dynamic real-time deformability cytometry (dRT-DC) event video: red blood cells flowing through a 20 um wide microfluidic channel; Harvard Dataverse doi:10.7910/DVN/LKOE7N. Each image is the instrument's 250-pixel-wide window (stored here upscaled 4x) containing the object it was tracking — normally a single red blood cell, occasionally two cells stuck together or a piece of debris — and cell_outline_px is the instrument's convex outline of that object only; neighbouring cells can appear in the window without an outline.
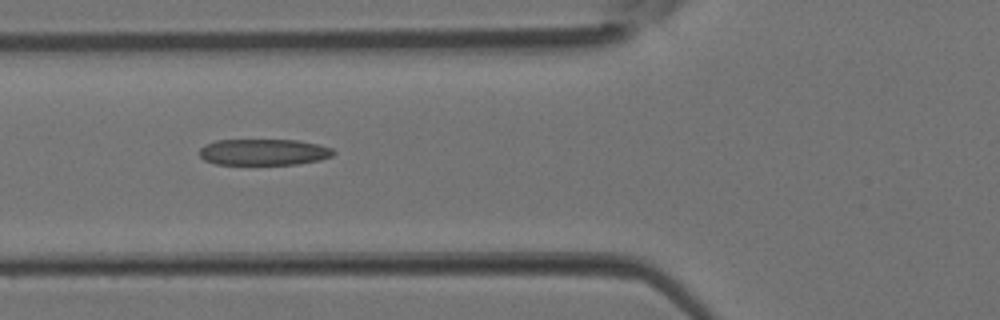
{"species": "Egyptian fruit bat (a non-hibernating species)", "species_latin": "Rousettus aegyptiacus", "temperature_condition": "room temperature", "stored_images_in_passage": 3, "camera_frame_rate_fps": 3000, "um_per_image_px": 0.085, "animal": {"sex": "female"}, "frame": {"image": 1, "passage_image": 2, "time_ms": 0.333, "image_size_px": [1000, 320], "cell_outline_px": [[336, 152], [332, 156], [320, 160], [296, 164], [216, 164], [204, 160], [200, 156], [200, 148], [204, 144], [216, 140], [300, 140], [332, 148]], "centroid_in_image_um": [22.41, 12.92], "position_along_channel_um": 103.4, "area_um2": 20.52}}
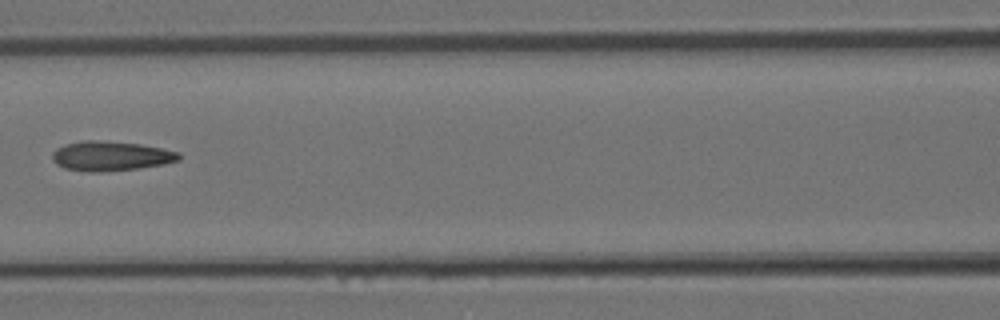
{"frame": {"image": 2, "passage_image": 3, "time_ms": 0.667, "image_size_px": [1000, 320], "cell_outline_px": [[180, 160], [164, 164], [136, 168], [100, 172], [88, 172], [64, 168], [56, 164], [52, 160], [52, 152], [56, 148], [64, 144], [80, 140], [96, 140], [140, 144], [180, 152]], "centroid_in_image_um": [9.37, 13.25], "position_along_channel_um": 157.2, "area_um2": 21.91}}